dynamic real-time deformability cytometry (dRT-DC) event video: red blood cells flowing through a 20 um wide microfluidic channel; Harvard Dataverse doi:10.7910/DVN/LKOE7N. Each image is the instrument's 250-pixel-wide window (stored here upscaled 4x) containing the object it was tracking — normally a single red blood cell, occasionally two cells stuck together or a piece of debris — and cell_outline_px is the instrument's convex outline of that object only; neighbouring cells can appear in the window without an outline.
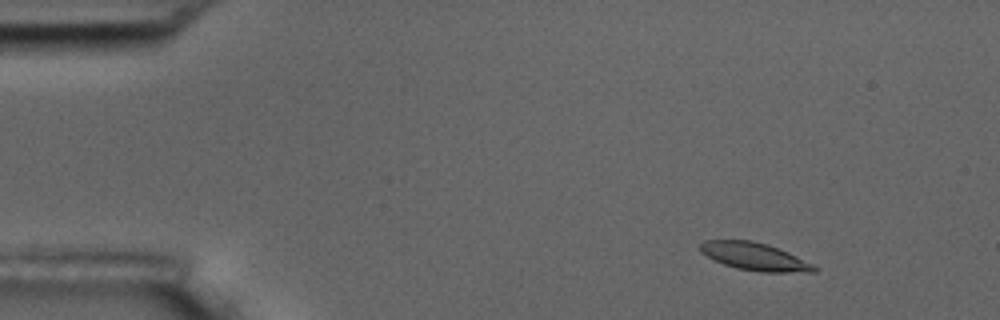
{"species": "common noctule bat (a hibernating species)", "species_latin": "Nyctalus noctula", "temperature_condition": "room temperature", "stored_images_in_passage": 4, "camera_frame_rate_fps": 3000, "um_per_image_px": 0.085, "animal": {"sex": "male", "body_mass_g": 17.5, "forearm_length_mm": 52.3}, "frame": {"image": 1, "passage_image": 2, "time_ms": 1.333, "image_size_px": [1000, 320], "cell_outline_px": [[816, 272], [760, 272], [736, 268], [724, 264], [700, 252], [700, 244], [704, 240], [752, 240], [788, 252], [812, 264], [816, 268]], "centroid_in_image_um": [64.12, 21.81], "position_along_channel_um": 20.9, "area_um2": 18.03}}